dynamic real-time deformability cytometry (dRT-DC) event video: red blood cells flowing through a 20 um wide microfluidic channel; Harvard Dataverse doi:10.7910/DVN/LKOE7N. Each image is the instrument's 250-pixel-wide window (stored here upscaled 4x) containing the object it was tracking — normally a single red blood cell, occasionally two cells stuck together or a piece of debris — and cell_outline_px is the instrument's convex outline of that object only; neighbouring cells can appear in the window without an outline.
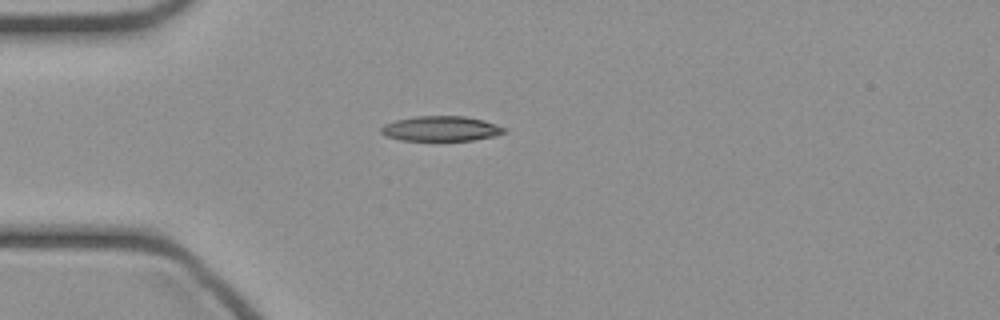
{"species": "common noctule bat (a hibernating species)", "species_latin": "Nyctalus noctula", "temperature_condition": "cold", "stored_images_in_passage": 35, "camera_frame_rate_fps": 3000, "um_per_image_px": 0.085, "animal": {"sex": "female", "body_mass_g": 21.9}, "frame": {"image": 1, "passage_image": 1, "time_ms": 0.0, "image_size_px": [1000, 320], "cell_outline_px": [[508, 132], [496, 136], [472, 140], [400, 140], [384, 136], [380, 132], [380, 128], [384, 124], [396, 120], [416, 116], [464, 116], [484, 120], [508, 128]], "centroid_in_image_um": [37.51, 10.93], "position_along_channel_um": 47.5, "area_um2": 18.15}}
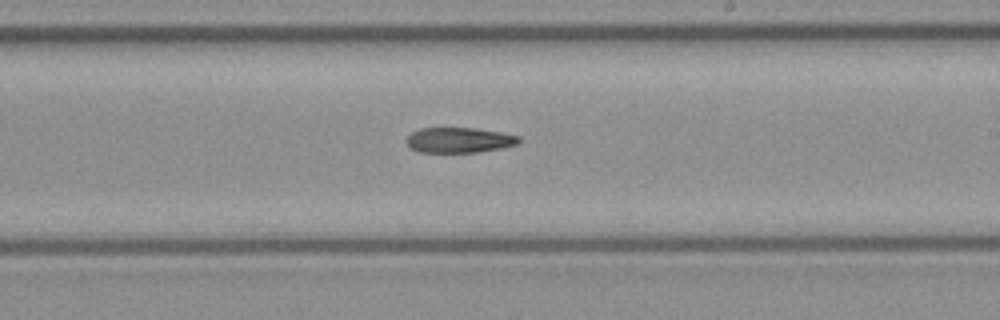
{"frame": {"image": 2, "passage_image": 16, "time_ms": 5.0, "image_size_px": [1000, 320], "cell_outline_px": [[520, 140], [516, 144], [500, 148], [480, 152], [420, 152], [408, 148], [404, 140], [412, 132], [420, 128], [476, 128], [500, 132], [520, 136]], "centroid_in_image_um": [38.97, 11.91], "position_along_channel_um": 250.0, "area_um2": 16.65}}
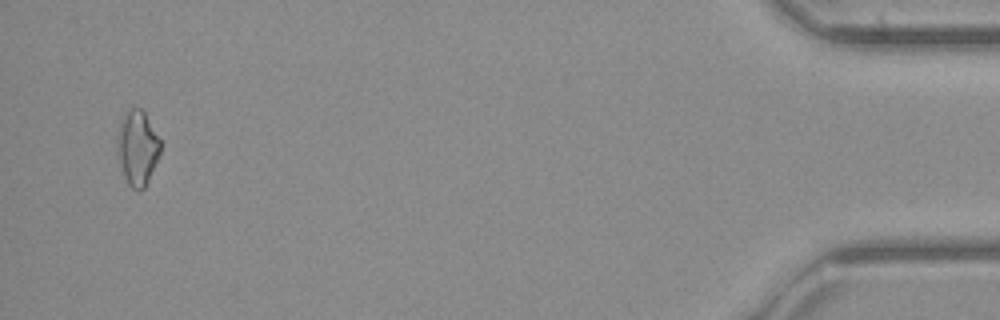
{"frame": {"image": 3, "passage_image": 34, "time_ms": 11.0, "image_size_px": [1000, 320], "cell_outline_px": [[160, 152], [148, 180], [144, 188], [140, 192], [132, 188], [128, 184], [120, 168], [116, 152], [116, 136], [120, 116], [124, 112], [132, 108], [140, 108], [144, 112], [160, 140]], "centroid_in_image_um": [11.62, 12.55], "position_along_channel_um": 423.6, "area_um2": 19.07}}